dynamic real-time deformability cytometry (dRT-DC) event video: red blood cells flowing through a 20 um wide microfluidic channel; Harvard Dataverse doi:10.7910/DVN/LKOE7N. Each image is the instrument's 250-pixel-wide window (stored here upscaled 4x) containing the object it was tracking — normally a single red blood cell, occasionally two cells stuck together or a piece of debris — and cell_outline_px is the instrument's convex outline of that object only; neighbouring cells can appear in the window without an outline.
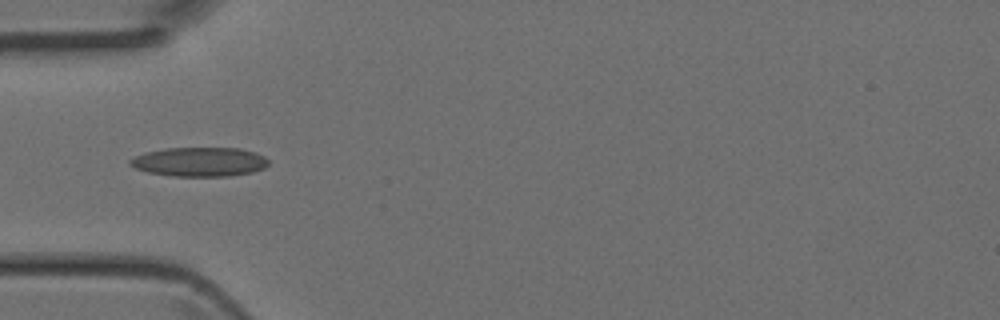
{"species": "Egyptian fruit bat (a non-hibernating species)", "species_latin": "Rousettus aegyptiacus", "temperature_condition": "room temperature", "stored_images_in_passage": 3, "camera_frame_rate_fps": 3000, "um_per_image_px": 0.085, "animal": {"sex": "female"}, "frame": {"image": 1, "passage_image": 3, "time_ms": 0.667, "image_size_px": [1000, 320], "cell_outline_px": [[268, 164], [264, 168], [252, 172], [228, 176], [172, 176], [148, 172], [136, 168], [128, 164], [128, 160], [144, 152], [164, 148], [240, 148], [256, 152], [264, 156], [268, 160]], "centroid_in_image_um": [16.95, 13.75], "position_along_channel_um": 68.0, "area_um2": 23.64}}